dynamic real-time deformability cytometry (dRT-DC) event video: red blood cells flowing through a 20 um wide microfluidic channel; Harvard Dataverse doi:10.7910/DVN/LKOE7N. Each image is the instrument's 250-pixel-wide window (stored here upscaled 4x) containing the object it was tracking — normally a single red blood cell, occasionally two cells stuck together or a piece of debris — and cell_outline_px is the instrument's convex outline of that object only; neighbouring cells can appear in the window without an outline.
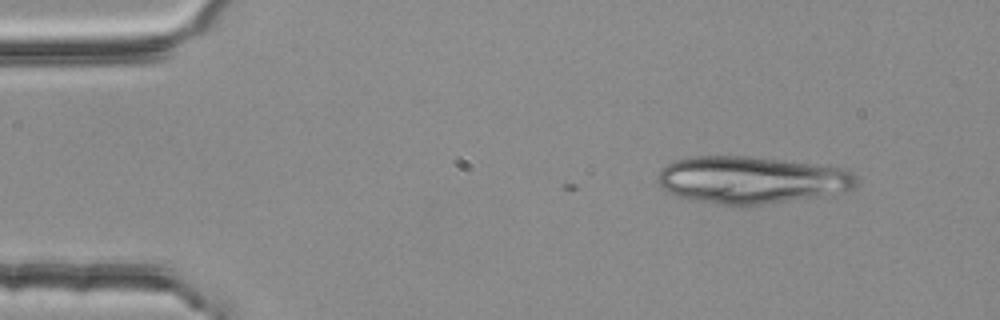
{"species": "common noctule bat (a hibernating species)", "species_latin": "Nyctalus noctula", "temperature_condition": "room temperature", "stored_images_in_passage": 5, "camera_frame_rate_fps": 3000, "um_per_image_px": 0.085, "animal": {"sex": "female", "body_mass_g": 25.1}, "frame": {"image": 1, "passage_image": 5, "time_ms": 1.333, "image_size_px": [1000, 320], "cell_outline_px": [[856, 184], [852, 192], [844, 196], [760, 204], [720, 204], [680, 196], [668, 192], [656, 180], [660, 168], [676, 160], [696, 156], [744, 156], [780, 160], [836, 168], [852, 172], [856, 180]], "centroid_in_image_um": [63.97, 15.31], "position_along_channel_um": 21.0, "area_um2": 54.62}}